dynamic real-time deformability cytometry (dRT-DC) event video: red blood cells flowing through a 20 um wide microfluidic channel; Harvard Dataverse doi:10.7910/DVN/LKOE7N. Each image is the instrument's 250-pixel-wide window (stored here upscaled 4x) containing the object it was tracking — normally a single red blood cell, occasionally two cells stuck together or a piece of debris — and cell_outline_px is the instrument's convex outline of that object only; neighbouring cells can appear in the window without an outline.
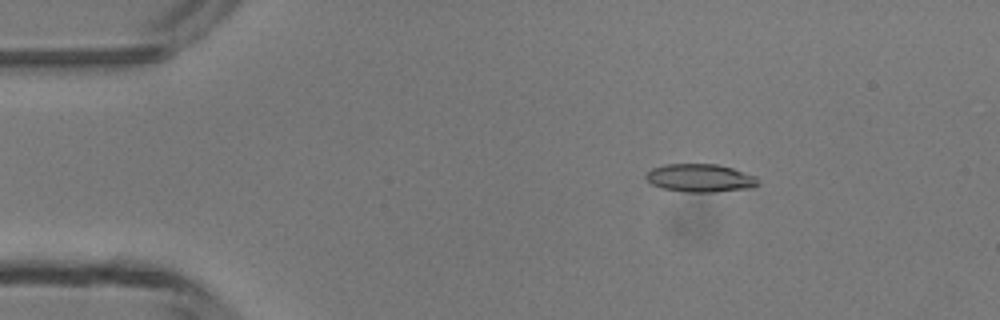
{"species": "common noctule bat (a hibernating species)", "species_latin": "Nyctalus noctula", "temperature_condition": "room temperature", "stored_images_in_passage": 4, "camera_frame_rate_fps": 3000, "um_per_image_px": 0.085, "animal": {"sex": "male", "body_mass_g": 13.3}, "frame": {"image": 1, "passage_image": 2, "time_ms": 1.333, "image_size_px": [1000, 320], "cell_outline_px": [[760, 184], [752, 188], [716, 192], [684, 192], [660, 188], [652, 184], [644, 176], [652, 168], [664, 164], [716, 164], [732, 168], [756, 176]], "centroid_in_image_um": [59.52, 15.14], "position_along_channel_um": 25.5, "area_um2": 18.5}}